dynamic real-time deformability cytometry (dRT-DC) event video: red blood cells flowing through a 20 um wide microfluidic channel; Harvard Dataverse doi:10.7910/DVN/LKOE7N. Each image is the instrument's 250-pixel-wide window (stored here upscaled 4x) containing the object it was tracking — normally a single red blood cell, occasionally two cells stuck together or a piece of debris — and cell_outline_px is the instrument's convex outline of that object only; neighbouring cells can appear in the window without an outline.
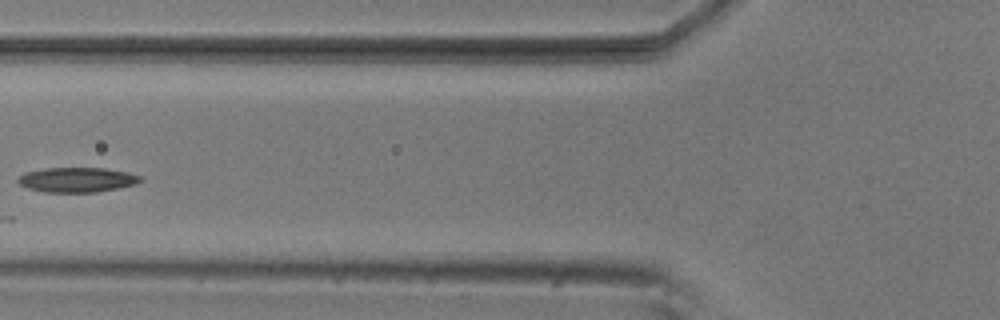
{"species": "common noctule bat (a hibernating species)", "species_latin": "Nyctalus noctula", "temperature_condition": "room temperature", "stored_images_in_passage": 8, "camera_frame_rate_fps": 3000, "um_per_image_px": 0.085, "animal": {"sex": "male", "body_mass_g": 20.5, "forearm_length_mm": 52.5}, "frame": {"image": 1, "passage_image": 6, "time_ms": 1.667, "image_size_px": [1000, 320], "cell_outline_px": [[144, 180], [136, 184], [96, 192], [44, 192], [28, 188], [20, 184], [16, 180], [24, 172], [48, 168], [104, 168], [128, 172], [144, 176]], "centroid_in_image_um": [6.59, 15.27], "position_along_channel_um": 119.2, "area_um2": 17.74}}
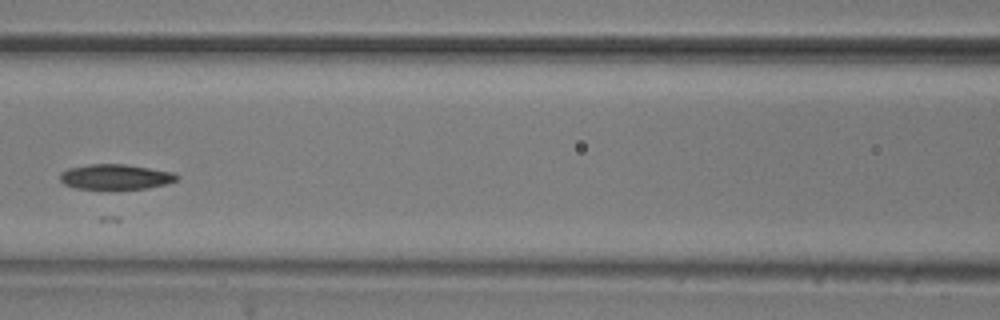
{"frame": {"image": 2, "passage_image": 7, "time_ms": 2.0, "image_size_px": [1000, 320], "cell_outline_px": [[180, 180], [168, 184], [148, 188], [76, 188], [64, 184], [60, 180], [60, 172], [68, 168], [88, 164], [124, 164], [172, 172], [180, 176]], "centroid_in_image_um": [9.85, 15.02], "position_along_channel_um": 156.8, "area_um2": 17.05}}